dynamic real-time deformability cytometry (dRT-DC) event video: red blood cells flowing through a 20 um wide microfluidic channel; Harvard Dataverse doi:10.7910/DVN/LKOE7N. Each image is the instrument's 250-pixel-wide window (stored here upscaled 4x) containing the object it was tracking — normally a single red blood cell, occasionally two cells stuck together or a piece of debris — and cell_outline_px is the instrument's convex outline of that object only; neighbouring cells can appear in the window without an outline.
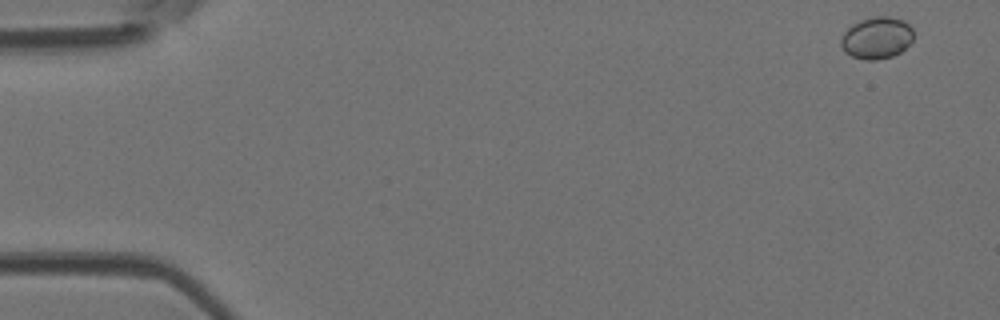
{"species": "Egyptian fruit bat (a non-hibernating species)", "species_latin": "Rousettus aegyptiacus", "temperature_condition": "room temperature", "stored_images_in_passage": 5, "camera_frame_rate_fps": 3000, "um_per_image_px": 0.085, "animal": {"sex": "female"}, "frame": {"image": 1, "passage_image": 1, "time_ms": 0.0, "image_size_px": [1000, 320], "cell_outline_px": [[912, 40], [900, 52], [892, 56], [876, 60], [864, 60], [852, 56], [844, 52], [840, 44], [840, 40], [844, 32], [852, 24], [860, 20], [872, 16], [888, 16], [900, 20], [908, 24], [912, 28]], "centroid_in_image_um": [74.48, 3.22], "position_along_channel_um": 10.5, "area_um2": 17.63}}
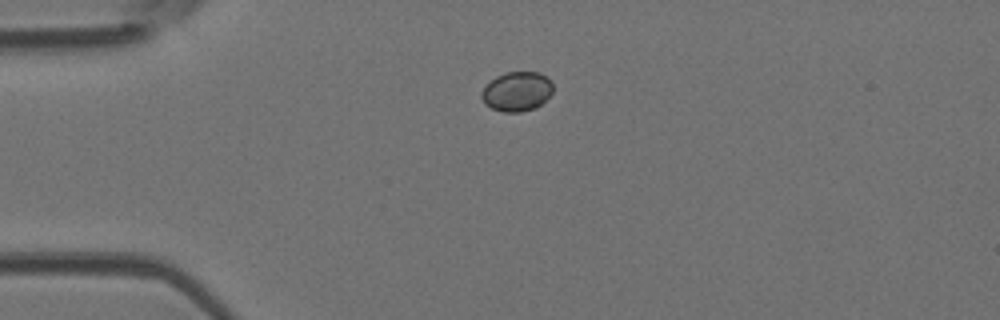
{"frame": {"image": 2, "passage_image": 4, "time_ms": 1.0, "image_size_px": [1000, 320], "cell_outline_px": [[552, 92], [536, 108], [520, 112], [504, 112], [492, 108], [484, 104], [480, 96], [480, 92], [496, 76], [508, 72], [540, 72], [552, 80]], "centroid_in_image_um": [43.93, 7.77], "position_along_channel_um": 41.1, "area_um2": 16.42}}